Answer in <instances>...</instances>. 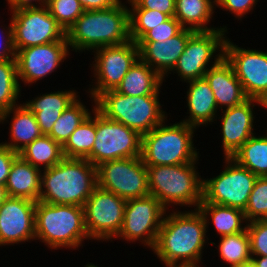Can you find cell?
Here are the masks:
<instances>
[{
  "mask_svg": "<svg viewBox=\"0 0 267 267\" xmlns=\"http://www.w3.org/2000/svg\"><path fill=\"white\" fill-rule=\"evenodd\" d=\"M166 210L152 252L166 265L180 262H202L209 235L206 222L197 209ZM181 211V212H180ZM207 235V236H206Z\"/></svg>",
  "mask_w": 267,
  "mask_h": 267,
  "instance_id": "6da1fadb",
  "label": "cell"
},
{
  "mask_svg": "<svg viewBox=\"0 0 267 267\" xmlns=\"http://www.w3.org/2000/svg\"><path fill=\"white\" fill-rule=\"evenodd\" d=\"M122 0L102 10L84 11L66 31L70 50L83 53L121 45L130 38L129 7Z\"/></svg>",
  "mask_w": 267,
  "mask_h": 267,
  "instance_id": "7a4b0ae2",
  "label": "cell"
},
{
  "mask_svg": "<svg viewBox=\"0 0 267 267\" xmlns=\"http://www.w3.org/2000/svg\"><path fill=\"white\" fill-rule=\"evenodd\" d=\"M96 187V166L87 159L63 158L41 170L39 201L83 207Z\"/></svg>",
  "mask_w": 267,
  "mask_h": 267,
  "instance_id": "3957f363",
  "label": "cell"
},
{
  "mask_svg": "<svg viewBox=\"0 0 267 267\" xmlns=\"http://www.w3.org/2000/svg\"><path fill=\"white\" fill-rule=\"evenodd\" d=\"M89 239L82 206L36 202L35 241L43 242L52 251L77 250Z\"/></svg>",
  "mask_w": 267,
  "mask_h": 267,
  "instance_id": "277c9868",
  "label": "cell"
},
{
  "mask_svg": "<svg viewBox=\"0 0 267 267\" xmlns=\"http://www.w3.org/2000/svg\"><path fill=\"white\" fill-rule=\"evenodd\" d=\"M197 164L146 166L148 171V188L166 209L168 207H191L197 209L202 202L203 177L199 174Z\"/></svg>",
  "mask_w": 267,
  "mask_h": 267,
  "instance_id": "5b68a950",
  "label": "cell"
},
{
  "mask_svg": "<svg viewBox=\"0 0 267 267\" xmlns=\"http://www.w3.org/2000/svg\"><path fill=\"white\" fill-rule=\"evenodd\" d=\"M167 121L166 118L160 125L142 135L141 157L145 166L186 164L200 157L193 139L197 128L181 121Z\"/></svg>",
  "mask_w": 267,
  "mask_h": 267,
  "instance_id": "8992f818",
  "label": "cell"
},
{
  "mask_svg": "<svg viewBox=\"0 0 267 267\" xmlns=\"http://www.w3.org/2000/svg\"><path fill=\"white\" fill-rule=\"evenodd\" d=\"M160 89L151 95L128 96L109 90L95 99V109L105 118L119 122L141 135L160 125L168 115L160 103Z\"/></svg>",
  "mask_w": 267,
  "mask_h": 267,
  "instance_id": "52a82bcc",
  "label": "cell"
},
{
  "mask_svg": "<svg viewBox=\"0 0 267 267\" xmlns=\"http://www.w3.org/2000/svg\"><path fill=\"white\" fill-rule=\"evenodd\" d=\"M223 163L224 170L220 174L210 179L203 178L201 203H215L245 211L258 176L231 157H224Z\"/></svg>",
  "mask_w": 267,
  "mask_h": 267,
  "instance_id": "ba28073f",
  "label": "cell"
},
{
  "mask_svg": "<svg viewBox=\"0 0 267 267\" xmlns=\"http://www.w3.org/2000/svg\"><path fill=\"white\" fill-rule=\"evenodd\" d=\"M227 28L223 25L212 31H195L188 38L183 53L171 71L173 75L176 73L179 81L184 83L203 78L209 68L224 57Z\"/></svg>",
  "mask_w": 267,
  "mask_h": 267,
  "instance_id": "9c48e42d",
  "label": "cell"
},
{
  "mask_svg": "<svg viewBox=\"0 0 267 267\" xmlns=\"http://www.w3.org/2000/svg\"><path fill=\"white\" fill-rule=\"evenodd\" d=\"M92 52L94 61L90 65L94 82L91 81L92 85H88L89 91H85L89 93L87 96L92 98L93 104L100 94L117 89L124 76L139 59V48L137 43L129 40L121 45L100 47Z\"/></svg>",
  "mask_w": 267,
  "mask_h": 267,
  "instance_id": "30bf717a",
  "label": "cell"
},
{
  "mask_svg": "<svg viewBox=\"0 0 267 267\" xmlns=\"http://www.w3.org/2000/svg\"><path fill=\"white\" fill-rule=\"evenodd\" d=\"M142 135L122 123L105 118L96 110V138L86 158L94 166L107 161L140 157Z\"/></svg>",
  "mask_w": 267,
  "mask_h": 267,
  "instance_id": "8fae6325",
  "label": "cell"
},
{
  "mask_svg": "<svg viewBox=\"0 0 267 267\" xmlns=\"http://www.w3.org/2000/svg\"><path fill=\"white\" fill-rule=\"evenodd\" d=\"M97 186L125 200L150 195L148 171L142 157L107 161L97 167Z\"/></svg>",
  "mask_w": 267,
  "mask_h": 267,
  "instance_id": "7c38bea8",
  "label": "cell"
},
{
  "mask_svg": "<svg viewBox=\"0 0 267 267\" xmlns=\"http://www.w3.org/2000/svg\"><path fill=\"white\" fill-rule=\"evenodd\" d=\"M11 14L15 53L23 48L67 39L66 31L46 5L14 10Z\"/></svg>",
  "mask_w": 267,
  "mask_h": 267,
  "instance_id": "4fadbf2b",
  "label": "cell"
},
{
  "mask_svg": "<svg viewBox=\"0 0 267 267\" xmlns=\"http://www.w3.org/2000/svg\"><path fill=\"white\" fill-rule=\"evenodd\" d=\"M125 206V199L97 186L83 206L90 240L113 241L123 225Z\"/></svg>",
  "mask_w": 267,
  "mask_h": 267,
  "instance_id": "5bb4252c",
  "label": "cell"
},
{
  "mask_svg": "<svg viewBox=\"0 0 267 267\" xmlns=\"http://www.w3.org/2000/svg\"><path fill=\"white\" fill-rule=\"evenodd\" d=\"M166 209L152 195L126 200L123 225L117 239L127 243L142 242L152 250Z\"/></svg>",
  "mask_w": 267,
  "mask_h": 267,
  "instance_id": "9a60e30c",
  "label": "cell"
},
{
  "mask_svg": "<svg viewBox=\"0 0 267 267\" xmlns=\"http://www.w3.org/2000/svg\"><path fill=\"white\" fill-rule=\"evenodd\" d=\"M224 57L232 65L246 96L262 101L267 96V52L238 47L227 37Z\"/></svg>",
  "mask_w": 267,
  "mask_h": 267,
  "instance_id": "2e32d148",
  "label": "cell"
},
{
  "mask_svg": "<svg viewBox=\"0 0 267 267\" xmlns=\"http://www.w3.org/2000/svg\"><path fill=\"white\" fill-rule=\"evenodd\" d=\"M67 39L20 49L15 54L20 83L30 86L52 74L70 56ZM69 55V56H68ZM67 57V58H66ZM21 81V82H20Z\"/></svg>",
  "mask_w": 267,
  "mask_h": 267,
  "instance_id": "e0dca14e",
  "label": "cell"
},
{
  "mask_svg": "<svg viewBox=\"0 0 267 267\" xmlns=\"http://www.w3.org/2000/svg\"><path fill=\"white\" fill-rule=\"evenodd\" d=\"M36 202L8 197L0 206V247L35 240Z\"/></svg>",
  "mask_w": 267,
  "mask_h": 267,
  "instance_id": "ac0fdd59",
  "label": "cell"
},
{
  "mask_svg": "<svg viewBox=\"0 0 267 267\" xmlns=\"http://www.w3.org/2000/svg\"><path fill=\"white\" fill-rule=\"evenodd\" d=\"M261 107V101L257 99L248 98L244 102L234 107L220 110L223 113L221 116L216 117L222 122L219 126L222 132L221 148L224 156L232 157L235 152L245 144L256 132L254 120L256 105Z\"/></svg>",
  "mask_w": 267,
  "mask_h": 267,
  "instance_id": "d6986e66",
  "label": "cell"
},
{
  "mask_svg": "<svg viewBox=\"0 0 267 267\" xmlns=\"http://www.w3.org/2000/svg\"><path fill=\"white\" fill-rule=\"evenodd\" d=\"M195 31L183 28L174 37L164 41H138L139 58L154 69L163 79L167 78L184 51L188 38Z\"/></svg>",
  "mask_w": 267,
  "mask_h": 267,
  "instance_id": "ffe728a7",
  "label": "cell"
},
{
  "mask_svg": "<svg viewBox=\"0 0 267 267\" xmlns=\"http://www.w3.org/2000/svg\"><path fill=\"white\" fill-rule=\"evenodd\" d=\"M204 78L213 91L219 111L239 105L248 99L232 65L225 57L210 67Z\"/></svg>",
  "mask_w": 267,
  "mask_h": 267,
  "instance_id": "44dd1931",
  "label": "cell"
},
{
  "mask_svg": "<svg viewBox=\"0 0 267 267\" xmlns=\"http://www.w3.org/2000/svg\"><path fill=\"white\" fill-rule=\"evenodd\" d=\"M186 83L188 84V90L185 98L189 116H185V119L183 118L180 121L198 129L202 126L212 125L218 116L219 109L207 80L203 77Z\"/></svg>",
  "mask_w": 267,
  "mask_h": 267,
  "instance_id": "7402d4cb",
  "label": "cell"
},
{
  "mask_svg": "<svg viewBox=\"0 0 267 267\" xmlns=\"http://www.w3.org/2000/svg\"><path fill=\"white\" fill-rule=\"evenodd\" d=\"M74 90H57L40 94L23 104L35 115L36 121L43 135H48L62 112L80 95Z\"/></svg>",
  "mask_w": 267,
  "mask_h": 267,
  "instance_id": "603a6c76",
  "label": "cell"
},
{
  "mask_svg": "<svg viewBox=\"0 0 267 267\" xmlns=\"http://www.w3.org/2000/svg\"><path fill=\"white\" fill-rule=\"evenodd\" d=\"M5 122L10 123V140L1 143L17 153L43 135L35 115L23 103L0 114V124Z\"/></svg>",
  "mask_w": 267,
  "mask_h": 267,
  "instance_id": "cb8c5ba5",
  "label": "cell"
},
{
  "mask_svg": "<svg viewBox=\"0 0 267 267\" xmlns=\"http://www.w3.org/2000/svg\"><path fill=\"white\" fill-rule=\"evenodd\" d=\"M41 170L18 155L8 175L5 187L9 197L39 201Z\"/></svg>",
  "mask_w": 267,
  "mask_h": 267,
  "instance_id": "d4e9b609",
  "label": "cell"
},
{
  "mask_svg": "<svg viewBox=\"0 0 267 267\" xmlns=\"http://www.w3.org/2000/svg\"><path fill=\"white\" fill-rule=\"evenodd\" d=\"M198 210L205 219L206 232H208L209 225L211 224H213L214 229H216L215 231L220 237L233 235L247 229L244 211L240 209L215 203H200Z\"/></svg>",
  "mask_w": 267,
  "mask_h": 267,
  "instance_id": "484cf974",
  "label": "cell"
},
{
  "mask_svg": "<svg viewBox=\"0 0 267 267\" xmlns=\"http://www.w3.org/2000/svg\"><path fill=\"white\" fill-rule=\"evenodd\" d=\"M175 2L174 17L183 28L193 31L220 29L219 26L210 25L215 9H217L216 0H175Z\"/></svg>",
  "mask_w": 267,
  "mask_h": 267,
  "instance_id": "4316f807",
  "label": "cell"
},
{
  "mask_svg": "<svg viewBox=\"0 0 267 267\" xmlns=\"http://www.w3.org/2000/svg\"><path fill=\"white\" fill-rule=\"evenodd\" d=\"M164 79L140 58L122 79L116 91L128 96H142L156 93Z\"/></svg>",
  "mask_w": 267,
  "mask_h": 267,
  "instance_id": "83f0119b",
  "label": "cell"
},
{
  "mask_svg": "<svg viewBox=\"0 0 267 267\" xmlns=\"http://www.w3.org/2000/svg\"><path fill=\"white\" fill-rule=\"evenodd\" d=\"M266 134H254L231 157L258 177H267V130Z\"/></svg>",
  "mask_w": 267,
  "mask_h": 267,
  "instance_id": "f1b7e54d",
  "label": "cell"
},
{
  "mask_svg": "<svg viewBox=\"0 0 267 267\" xmlns=\"http://www.w3.org/2000/svg\"><path fill=\"white\" fill-rule=\"evenodd\" d=\"M19 155L40 170L55 166L64 158L62 146L49 135L36 138L21 150Z\"/></svg>",
  "mask_w": 267,
  "mask_h": 267,
  "instance_id": "f546056e",
  "label": "cell"
},
{
  "mask_svg": "<svg viewBox=\"0 0 267 267\" xmlns=\"http://www.w3.org/2000/svg\"><path fill=\"white\" fill-rule=\"evenodd\" d=\"M96 138V109L75 129L62 146L64 158L86 159Z\"/></svg>",
  "mask_w": 267,
  "mask_h": 267,
  "instance_id": "4dcf8cb0",
  "label": "cell"
},
{
  "mask_svg": "<svg viewBox=\"0 0 267 267\" xmlns=\"http://www.w3.org/2000/svg\"><path fill=\"white\" fill-rule=\"evenodd\" d=\"M81 102L80 96L70 104L54 123L51 132L48 134L54 141L63 146L75 129L93 112Z\"/></svg>",
  "mask_w": 267,
  "mask_h": 267,
  "instance_id": "1f68e13d",
  "label": "cell"
},
{
  "mask_svg": "<svg viewBox=\"0 0 267 267\" xmlns=\"http://www.w3.org/2000/svg\"><path fill=\"white\" fill-rule=\"evenodd\" d=\"M219 243L214 242L207 244L217 246L219 257L230 266L242 264L251 261L250 239L247 230L233 235L219 237Z\"/></svg>",
  "mask_w": 267,
  "mask_h": 267,
  "instance_id": "d6a6232c",
  "label": "cell"
},
{
  "mask_svg": "<svg viewBox=\"0 0 267 267\" xmlns=\"http://www.w3.org/2000/svg\"><path fill=\"white\" fill-rule=\"evenodd\" d=\"M21 92L16 59L0 61V114L20 104Z\"/></svg>",
  "mask_w": 267,
  "mask_h": 267,
  "instance_id": "836d02e7",
  "label": "cell"
},
{
  "mask_svg": "<svg viewBox=\"0 0 267 267\" xmlns=\"http://www.w3.org/2000/svg\"><path fill=\"white\" fill-rule=\"evenodd\" d=\"M167 14L157 10L130 8V38L137 43L149 30L168 20Z\"/></svg>",
  "mask_w": 267,
  "mask_h": 267,
  "instance_id": "e575fe53",
  "label": "cell"
},
{
  "mask_svg": "<svg viewBox=\"0 0 267 267\" xmlns=\"http://www.w3.org/2000/svg\"><path fill=\"white\" fill-rule=\"evenodd\" d=\"M50 14L67 31L85 11L79 0H47Z\"/></svg>",
  "mask_w": 267,
  "mask_h": 267,
  "instance_id": "d590c367",
  "label": "cell"
},
{
  "mask_svg": "<svg viewBox=\"0 0 267 267\" xmlns=\"http://www.w3.org/2000/svg\"><path fill=\"white\" fill-rule=\"evenodd\" d=\"M267 213V177H258L244 211L248 222L260 220Z\"/></svg>",
  "mask_w": 267,
  "mask_h": 267,
  "instance_id": "8d00e7d4",
  "label": "cell"
},
{
  "mask_svg": "<svg viewBox=\"0 0 267 267\" xmlns=\"http://www.w3.org/2000/svg\"><path fill=\"white\" fill-rule=\"evenodd\" d=\"M251 256H267V225L260 220L247 223Z\"/></svg>",
  "mask_w": 267,
  "mask_h": 267,
  "instance_id": "74e56055",
  "label": "cell"
},
{
  "mask_svg": "<svg viewBox=\"0 0 267 267\" xmlns=\"http://www.w3.org/2000/svg\"><path fill=\"white\" fill-rule=\"evenodd\" d=\"M183 27L173 16L149 30L139 41H164L177 35Z\"/></svg>",
  "mask_w": 267,
  "mask_h": 267,
  "instance_id": "f35d334b",
  "label": "cell"
},
{
  "mask_svg": "<svg viewBox=\"0 0 267 267\" xmlns=\"http://www.w3.org/2000/svg\"><path fill=\"white\" fill-rule=\"evenodd\" d=\"M260 0H216V8L223 11H229L234 14L238 21H242L246 14L252 12Z\"/></svg>",
  "mask_w": 267,
  "mask_h": 267,
  "instance_id": "ab89813d",
  "label": "cell"
},
{
  "mask_svg": "<svg viewBox=\"0 0 267 267\" xmlns=\"http://www.w3.org/2000/svg\"><path fill=\"white\" fill-rule=\"evenodd\" d=\"M131 8L157 10L173 17L175 13V0H126Z\"/></svg>",
  "mask_w": 267,
  "mask_h": 267,
  "instance_id": "60d3db41",
  "label": "cell"
},
{
  "mask_svg": "<svg viewBox=\"0 0 267 267\" xmlns=\"http://www.w3.org/2000/svg\"><path fill=\"white\" fill-rule=\"evenodd\" d=\"M10 23L6 27L5 25L0 28V61L7 59H15V50L13 47V33H12V21L9 19ZM4 31V32H3Z\"/></svg>",
  "mask_w": 267,
  "mask_h": 267,
  "instance_id": "b9f144b4",
  "label": "cell"
},
{
  "mask_svg": "<svg viewBox=\"0 0 267 267\" xmlns=\"http://www.w3.org/2000/svg\"><path fill=\"white\" fill-rule=\"evenodd\" d=\"M19 153L0 143V185L6 184L12 163Z\"/></svg>",
  "mask_w": 267,
  "mask_h": 267,
  "instance_id": "7bdbcfd3",
  "label": "cell"
},
{
  "mask_svg": "<svg viewBox=\"0 0 267 267\" xmlns=\"http://www.w3.org/2000/svg\"><path fill=\"white\" fill-rule=\"evenodd\" d=\"M85 11H94L111 8L121 0H79Z\"/></svg>",
  "mask_w": 267,
  "mask_h": 267,
  "instance_id": "ee69618b",
  "label": "cell"
},
{
  "mask_svg": "<svg viewBox=\"0 0 267 267\" xmlns=\"http://www.w3.org/2000/svg\"><path fill=\"white\" fill-rule=\"evenodd\" d=\"M8 12L20 10L23 8L41 7L47 4V0H6Z\"/></svg>",
  "mask_w": 267,
  "mask_h": 267,
  "instance_id": "f6af8a7d",
  "label": "cell"
},
{
  "mask_svg": "<svg viewBox=\"0 0 267 267\" xmlns=\"http://www.w3.org/2000/svg\"><path fill=\"white\" fill-rule=\"evenodd\" d=\"M200 262H180V263H169L164 265L165 267H202L201 265L203 262H201L200 266L198 265Z\"/></svg>",
  "mask_w": 267,
  "mask_h": 267,
  "instance_id": "bcb514c9",
  "label": "cell"
},
{
  "mask_svg": "<svg viewBox=\"0 0 267 267\" xmlns=\"http://www.w3.org/2000/svg\"><path fill=\"white\" fill-rule=\"evenodd\" d=\"M251 261L255 267H267V256H252Z\"/></svg>",
  "mask_w": 267,
  "mask_h": 267,
  "instance_id": "7dc6e473",
  "label": "cell"
},
{
  "mask_svg": "<svg viewBox=\"0 0 267 267\" xmlns=\"http://www.w3.org/2000/svg\"><path fill=\"white\" fill-rule=\"evenodd\" d=\"M7 190L4 185H0V206L4 203V201L8 198Z\"/></svg>",
  "mask_w": 267,
  "mask_h": 267,
  "instance_id": "c3c4849f",
  "label": "cell"
},
{
  "mask_svg": "<svg viewBox=\"0 0 267 267\" xmlns=\"http://www.w3.org/2000/svg\"><path fill=\"white\" fill-rule=\"evenodd\" d=\"M230 267H255V265L253 264L252 261L246 262V263H242V264H237V265H233Z\"/></svg>",
  "mask_w": 267,
  "mask_h": 267,
  "instance_id": "681fc988",
  "label": "cell"
},
{
  "mask_svg": "<svg viewBox=\"0 0 267 267\" xmlns=\"http://www.w3.org/2000/svg\"><path fill=\"white\" fill-rule=\"evenodd\" d=\"M261 107L265 110L267 109V96L262 99L261 101Z\"/></svg>",
  "mask_w": 267,
  "mask_h": 267,
  "instance_id": "f907efd6",
  "label": "cell"
},
{
  "mask_svg": "<svg viewBox=\"0 0 267 267\" xmlns=\"http://www.w3.org/2000/svg\"><path fill=\"white\" fill-rule=\"evenodd\" d=\"M260 221L267 225V213L260 219Z\"/></svg>",
  "mask_w": 267,
  "mask_h": 267,
  "instance_id": "816d5d0a",
  "label": "cell"
},
{
  "mask_svg": "<svg viewBox=\"0 0 267 267\" xmlns=\"http://www.w3.org/2000/svg\"><path fill=\"white\" fill-rule=\"evenodd\" d=\"M84 267H99L98 265H94L93 263H87V265H84Z\"/></svg>",
  "mask_w": 267,
  "mask_h": 267,
  "instance_id": "f5cc1de1",
  "label": "cell"
}]
</instances>
